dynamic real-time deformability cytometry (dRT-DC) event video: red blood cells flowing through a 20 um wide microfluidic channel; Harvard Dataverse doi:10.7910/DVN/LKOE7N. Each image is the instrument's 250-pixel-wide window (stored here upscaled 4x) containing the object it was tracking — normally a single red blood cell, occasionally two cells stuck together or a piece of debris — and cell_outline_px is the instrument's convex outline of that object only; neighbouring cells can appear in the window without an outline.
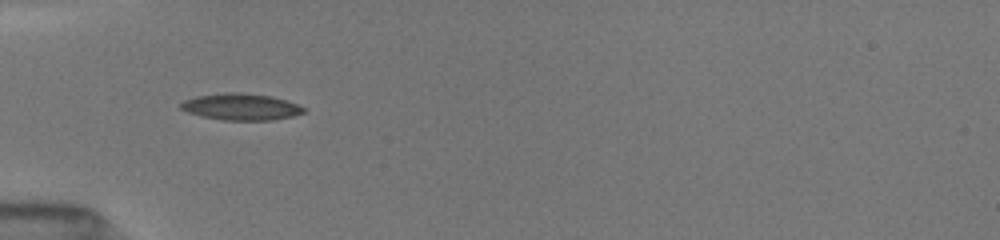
{"species": "common noctule bat (a hibernating species)", "species_latin": "Nyctalus noctula", "temperature_condition": "room temperature", "stored_images_in_passage": 5, "camera_frame_rate_fps": 3000, "um_per_image_px": 0.085, "animal": {"sex": "female", "body_mass_g": 19.5, "forearm_length_mm": 54.1}, "frame": {"image": 1, "passage_image": 1, "time_ms": 0.0, "image_size_px": [1000, 240], "cell_outline_px": [[308, 108], [304, 112], [292, 116], [272, 120], [224, 120], [200, 116], [188, 112], [180, 108], [180, 104], [184, 100], [196, 96], [228, 92], [240, 92], [272, 96]], "centroid_in_image_um": [20.48, 9.08], "position_along_channel_um": 64.5, "area_um2": 19.02}}
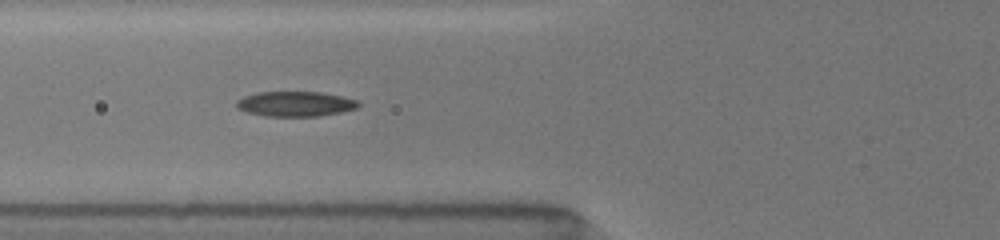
{"frame": {"image": 2, "passage_image": 4, "time_ms": 1.0, "image_size_px": [1000, 240], "cell_outline_px": [[360, 104], [356, 108], [340, 112], [320, 116], [264, 116], [248, 112], [236, 108], [236, 100], [244, 96], [256, 92], [320, 92], [340, 96], [356, 100]], "centroid_in_image_um": [25.06, 8.83], "position_along_channel_um": 100.7, "area_um2": 17.69}}